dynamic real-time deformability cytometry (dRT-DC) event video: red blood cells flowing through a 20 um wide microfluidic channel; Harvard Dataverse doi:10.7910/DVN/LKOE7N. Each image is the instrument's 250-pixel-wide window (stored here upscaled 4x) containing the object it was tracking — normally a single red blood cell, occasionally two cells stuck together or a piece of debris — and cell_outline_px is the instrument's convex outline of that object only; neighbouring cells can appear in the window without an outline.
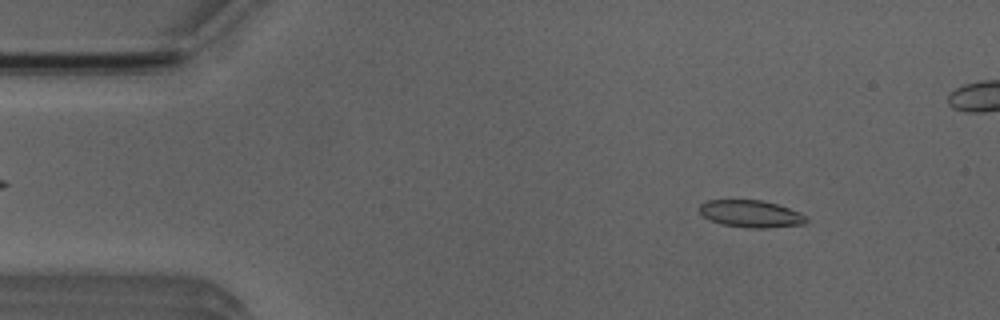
{"species": "Egyptian fruit bat (a non-hibernating species)", "species_latin": "Rousettus aegyptiacus", "temperature_condition": "room temperature", "stored_images_in_passage": 52, "camera_frame_rate_fps": 3000, "um_per_image_px": 0.085, "animal": {"sex": "male"}, "frame": {"image": 1, "passage_image": 6, "time_ms": 1.667, "image_size_px": [1000, 320], "cell_outline_px": [[808, 220], [804, 224], [768, 228], [748, 228], [720, 224], [704, 216], [696, 208], [700, 204], [708, 200], [760, 200], [776, 204], [800, 212], [808, 216]], "centroid_in_image_um": [63.83, 18.18], "position_along_channel_um": 21.2, "area_um2": 16.99}}
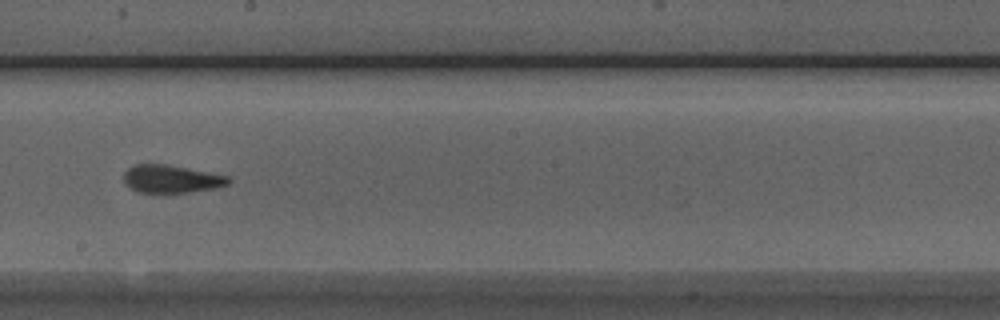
{"frame": {"image": 2, "passage_image": 28, "time_ms": 9.0, "image_size_px": [1000, 320], "cell_outline_px": [[232, 180], [228, 184], [216, 188], [188, 192], [136, 192], [124, 184], [124, 172], [128, 168], [136, 164], [164, 164], [228, 176]], "centroid_in_image_um": [14.53, 15.21], "position_along_channel_um": 233.7, "area_um2": 16.82}}
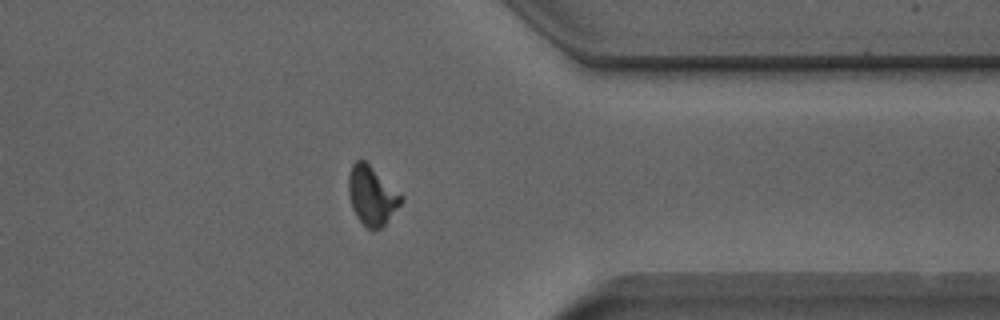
{"frame": {"image": 3, "passage_image": 40, "time_ms": 13.0, "image_size_px": [1000, 320], "cell_outline_px": [[404, 200], [384, 224], [380, 228], [372, 232], [356, 216], [352, 208], [348, 196], [348, 176], [352, 164], [356, 160], [364, 160], [404, 196]], "centroid_in_image_um": [31.6, 16.63], "position_along_channel_um": 379.8, "area_um2": 18.03}, "authors_computed_cell_mechanics": {"area_um2": 17.4845, "velocity_mm_per_s": 3.9339, "shape_relaxation_time_tau1_ms": 9.6361, "shape_relaxation_time_tau2_ms": 1.5234, "deformation_change_tau1": 0.2528, "deformation_change_tau2": 0.0682}}